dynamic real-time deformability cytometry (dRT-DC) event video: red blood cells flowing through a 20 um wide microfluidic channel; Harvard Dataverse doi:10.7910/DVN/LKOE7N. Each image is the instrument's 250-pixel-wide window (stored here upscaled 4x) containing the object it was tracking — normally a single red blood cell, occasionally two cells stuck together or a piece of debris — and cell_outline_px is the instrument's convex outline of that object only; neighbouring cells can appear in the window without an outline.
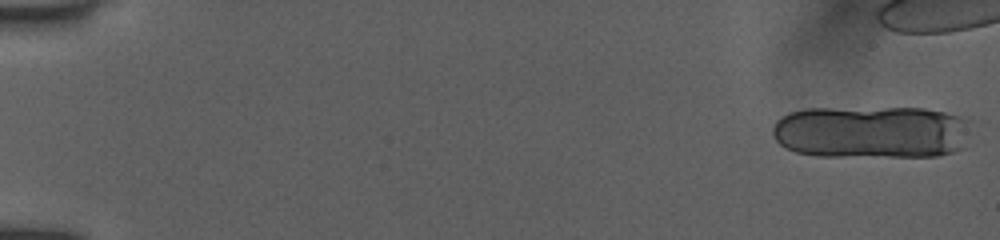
{"species": "human", "species_latin": "Homo sapiens", "temperature_condition": "room temperature", "stored_images_in_passage": 10, "camera_frame_rate_fps": 3000, "um_per_image_px": 0.085, "donor": {"sex": "female"}, "frame": {"image": 1, "passage_image": 1, "time_ms": 0.0, "image_size_px": [1000, 240], "cell_outline_px": [[968, 120], [964, 148], [952, 152], [936, 156], [816, 156], [796, 152], [780, 144], [776, 140], [772, 132], [772, 128], [776, 120], [780, 116], [788, 112], [808, 108], [924, 108], [944, 112], [960, 116]], "centroid_in_image_um": [74.03, 11.21], "position_along_channel_um": 11.0, "area_um2": 61.44}}
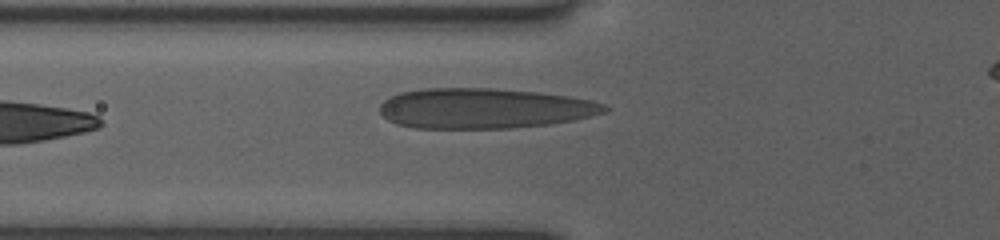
{"frame": {"image": 2, "passage_image": 10, "time_ms": 7.667, "image_size_px": [1000, 240], "cell_outline_px": [[608, 108], [604, 112], [572, 120], [548, 124], [508, 128], [416, 128], [396, 124], [388, 120], [380, 112], [380, 104], [384, 100], [400, 92], [424, 88], [496, 88], [536, 92], [568, 96], [592, 100], [604, 104]], "centroid_in_image_um": [41.11, 9.2], "position_along_channel_um": 84.7, "area_um2": 52.54}}